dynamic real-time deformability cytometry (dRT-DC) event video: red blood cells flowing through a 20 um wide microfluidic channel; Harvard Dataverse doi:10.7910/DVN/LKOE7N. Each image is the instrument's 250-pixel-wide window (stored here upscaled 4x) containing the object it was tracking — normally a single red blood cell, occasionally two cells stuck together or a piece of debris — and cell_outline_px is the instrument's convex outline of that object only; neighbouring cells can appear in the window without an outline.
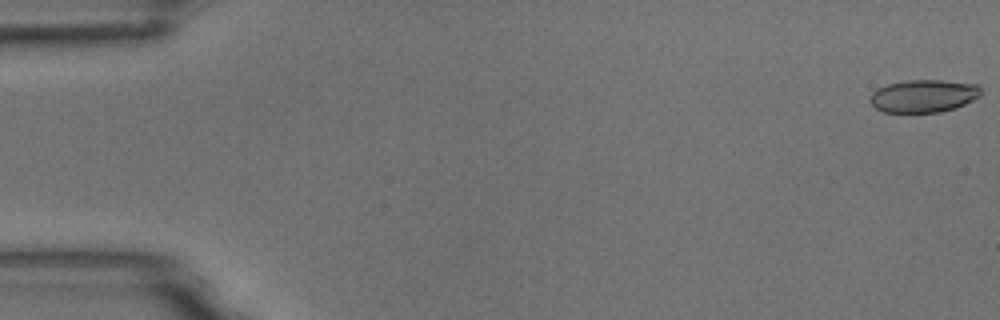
{"species": "common noctule bat (a hibernating species)", "species_latin": "Nyctalus noctula", "temperature_condition": "room temperature", "stored_images_in_passage": 9, "camera_frame_rate_fps": 3000, "um_per_image_px": 0.085, "animal": {"sex": "male", "body_mass_g": 18.8}, "frame": {"image": 1, "passage_image": 1, "time_ms": 0.0, "image_size_px": [1000, 320], "cell_outline_px": [[980, 96], [956, 108], [940, 112], [884, 112], [876, 108], [868, 100], [872, 92], [876, 88], [888, 84], [908, 80], [940, 80], [976, 84], [980, 88]], "centroid_in_image_um": [78.47, 8.16], "position_along_channel_um": 6.5, "area_um2": 21.1}}
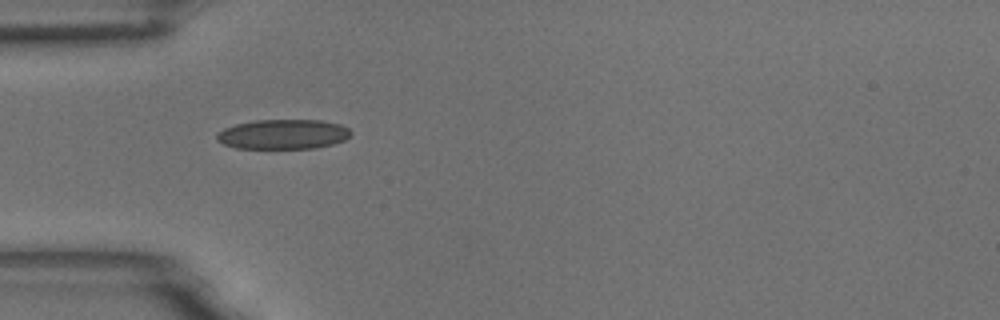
{"frame": {"image": 2, "passage_image": 6, "time_ms": 1.667, "image_size_px": [1000, 320], "cell_outline_px": [[352, 132], [344, 140], [332, 144], [316, 148], [236, 148], [224, 144], [216, 140], [216, 132], [224, 128], [236, 124], [256, 120], [320, 120], [340, 124], [348, 128]], "centroid_in_image_um": [24.04, 11.41], "position_along_channel_um": 61.0, "area_um2": 23.24}}